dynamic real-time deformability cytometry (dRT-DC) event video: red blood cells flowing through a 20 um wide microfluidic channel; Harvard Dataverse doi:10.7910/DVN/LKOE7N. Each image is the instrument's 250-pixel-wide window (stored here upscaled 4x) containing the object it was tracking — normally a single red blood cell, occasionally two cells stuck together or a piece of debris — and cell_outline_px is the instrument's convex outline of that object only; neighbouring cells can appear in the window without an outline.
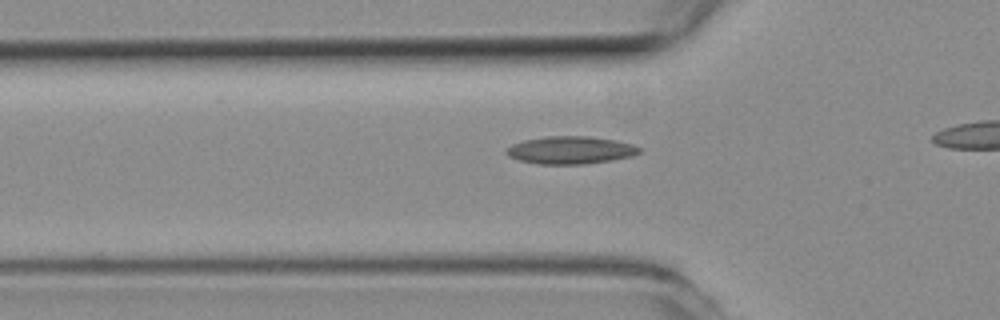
{"species": "common noctule bat (a hibernating species)", "species_latin": "Nyctalus noctula", "temperature_condition": "room temperature", "stored_images_in_passage": 27, "camera_frame_rate_fps": 3000, "um_per_image_px": 0.085, "animal": {"sex": "female", "body_mass_g": 19.3, "forearm_length_mm": 54.1}, "frame": {"image": 1, "passage_image": 3, "time_ms": 0.667, "image_size_px": [1000, 320], "cell_outline_px": [[640, 152], [632, 156], [584, 164], [536, 164], [520, 160], [508, 156], [504, 152], [512, 144], [524, 140], [548, 136], [588, 136], [616, 140], [632, 144], [640, 148]], "centroid_in_image_um": [48.47, 12.75], "position_along_channel_um": 77.3, "area_um2": 21.27}}
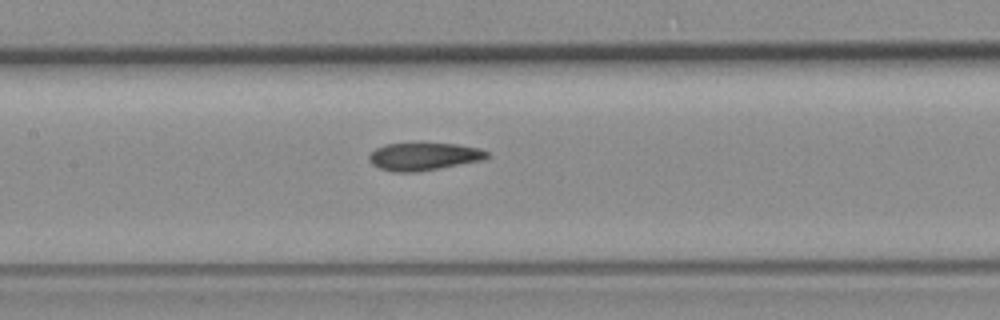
{"frame": {"image": 2, "passage_image": 10, "time_ms": 3.0, "image_size_px": [1000, 320], "cell_outline_px": [[492, 156], [484, 160], [440, 168], [416, 172], [392, 172], [380, 168], [372, 164], [368, 160], [368, 156], [376, 148], [388, 144], [456, 144], [480, 148], [488, 152]], "centroid_in_image_um": [36.06, 13.31], "position_along_channel_um": 171.3, "area_um2": 18.96}}
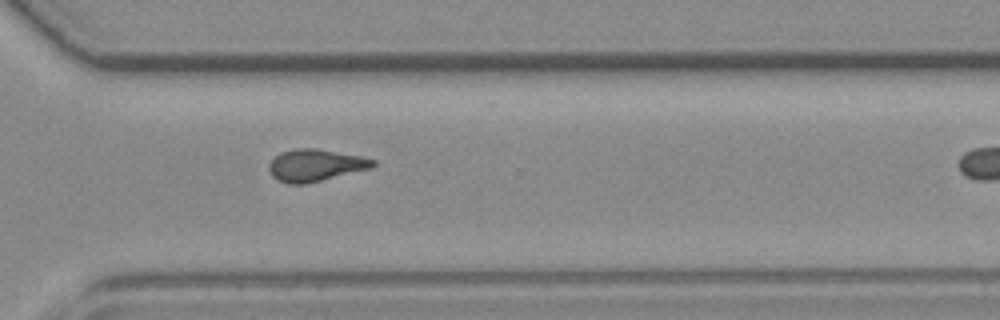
{"frame": {"image": 3, "passage_image": 23, "time_ms": 7.333, "image_size_px": [1000, 320], "cell_outline_px": [[376, 164], [372, 168], [304, 184], [288, 184], [276, 180], [272, 176], [268, 168], [268, 164], [280, 152], [296, 148], [316, 148], [360, 156], [376, 160]], "centroid_in_image_um": [26.79, 14.04], "position_along_channel_um": 343.8, "area_um2": 19.42}}